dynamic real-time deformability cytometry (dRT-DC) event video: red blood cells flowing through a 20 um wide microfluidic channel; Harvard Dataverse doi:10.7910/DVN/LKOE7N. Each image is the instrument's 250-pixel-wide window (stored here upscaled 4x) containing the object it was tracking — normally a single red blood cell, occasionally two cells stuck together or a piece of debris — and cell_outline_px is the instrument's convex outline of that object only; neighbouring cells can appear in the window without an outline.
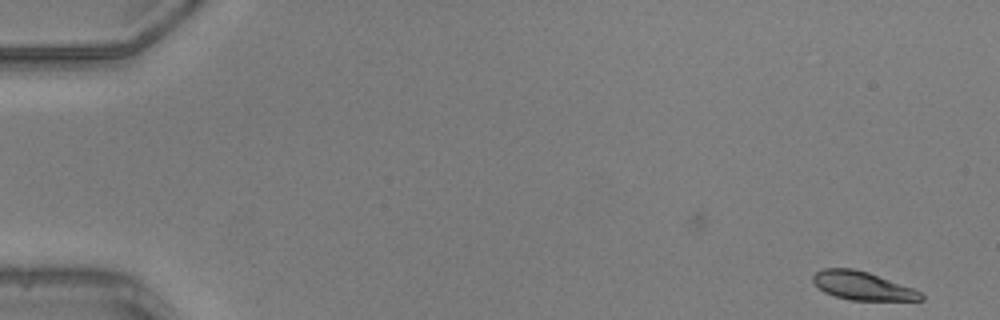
{"species": "common noctule bat (a hibernating species)", "species_latin": "Nyctalus noctula", "temperature_condition": "warm", "stored_images_in_passage": 3, "camera_frame_rate_fps": 3000, "um_per_image_px": 0.085, "animal": {"sex": "male", "body_mass_g": 20.5, "forearm_length_mm": 52.5}, "frame": {"image": 1, "passage_image": 1, "time_ms": 0.0, "image_size_px": [1000, 320], "cell_outline_px": [[924, 300], [848, 300], [824, 292], [812, 280], [812, 276], [816, 272], [824, 268], [852, 268], [868, 272], [912, 288], [920, 292], [924, 296]], "centroid_in_image_um": [73.29, 24.29], "position_along_channel_um": 11.7, "area_um2": 17.63}}